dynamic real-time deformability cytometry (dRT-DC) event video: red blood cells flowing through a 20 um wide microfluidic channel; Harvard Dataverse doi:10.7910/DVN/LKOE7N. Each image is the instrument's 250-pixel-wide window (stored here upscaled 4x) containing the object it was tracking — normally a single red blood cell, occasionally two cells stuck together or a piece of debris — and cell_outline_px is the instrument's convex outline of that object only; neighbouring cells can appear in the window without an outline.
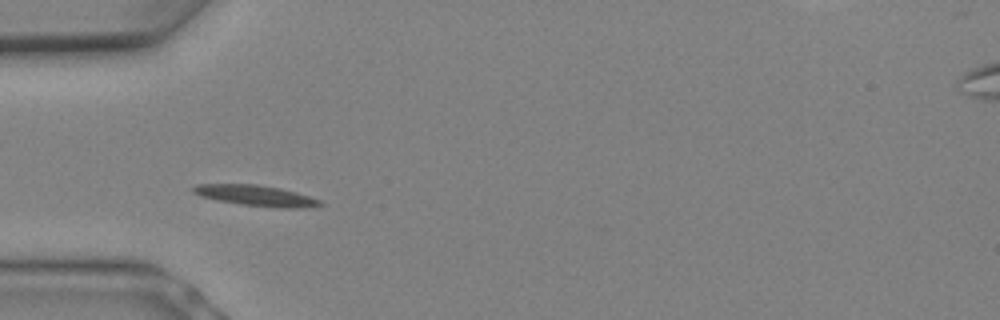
{"species": "Egyptian fruit bat (a non-hibernating species)", "species_latin": "Rousettus aegyptiacus", "temperature_condition": "warm", "stored_images_in_passage": 5, "camera_frame_rate_fps": 3000, "um_per_image_px": 0.085, "animal": {"sex": "female"}, "frame": {"image": 1, "passage_image": 4, "time_ms": 1.0, "image_size_px": [1000, 320], "cell_outline_px": [[324, 204], [308, 208], [280, 208], [240, 204], [200, 196], [192, 192], [192, 188], [196, 184], [256, 184], [280, 188], [296, 192], [320, 200]], "centroid_in_image_um": [21.77, 16.62], "position_along_channel_um": 63.2, "area_um2": 15.26}}